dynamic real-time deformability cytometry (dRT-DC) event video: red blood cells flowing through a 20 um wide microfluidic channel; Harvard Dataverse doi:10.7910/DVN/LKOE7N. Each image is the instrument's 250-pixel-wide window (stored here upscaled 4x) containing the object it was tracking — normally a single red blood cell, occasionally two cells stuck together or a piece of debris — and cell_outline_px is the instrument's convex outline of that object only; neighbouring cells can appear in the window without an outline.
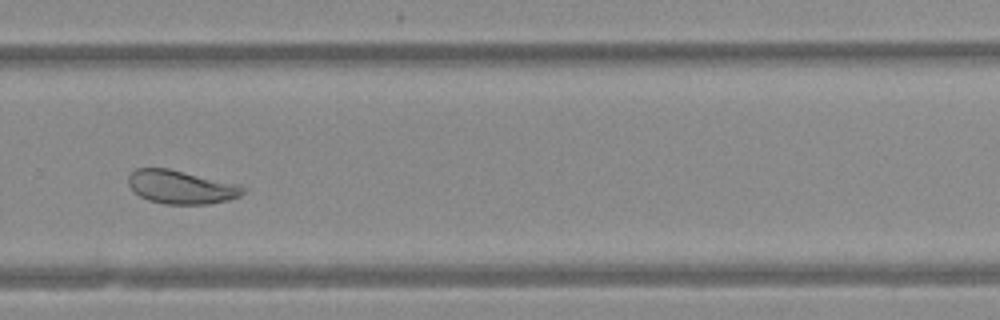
{"species": "Egyptian fruit bat (a non-hibernating species)", "species_latin": "Rousettus aegyptiacus", "temperature_condition": "warm", "stored_images_in_passage": 27, "camera_frame_rate_fps": 3000, "um_per_image_px": 0.085, "animal": {"sex": "female"}, "frame": {"image": 1, "passage_image": 20, "time_ms": 6.333, "image_size_px": [1000, 320], "cell_outline_px": [[248, 192], [240, 196], [228, 200], [208, 204], [164, 204], [148, 200], [140, 196], [128, 184], [128, 176], [136, 168], [168, 168], [240, 184], [248, 188]], "centroid_in_image_um": [15.46, 15.9], "position_along_channel_um": 314.3, "area_um2": 22.6}}
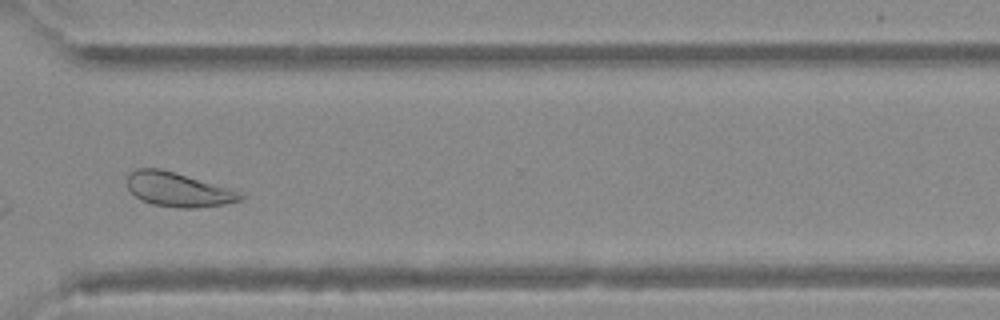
{"frame": {"image": 2, "passage_image": 23, "time_ms": 7.333, "image_size_px": [1000, 320], "cell_outline_px": [[244, 196], [240, 200], [224, 204], [196, 208], [180, 208], [152, 204], [140, 200], [128, 188], [124, 180], [128, 172], [136, 168], [160, 168], [224, 188], [236, 192]], "centroid_in_image_um": [14.98, 16.11], "position_along_channel_um": 355.6, "area_um2": 22.08}}